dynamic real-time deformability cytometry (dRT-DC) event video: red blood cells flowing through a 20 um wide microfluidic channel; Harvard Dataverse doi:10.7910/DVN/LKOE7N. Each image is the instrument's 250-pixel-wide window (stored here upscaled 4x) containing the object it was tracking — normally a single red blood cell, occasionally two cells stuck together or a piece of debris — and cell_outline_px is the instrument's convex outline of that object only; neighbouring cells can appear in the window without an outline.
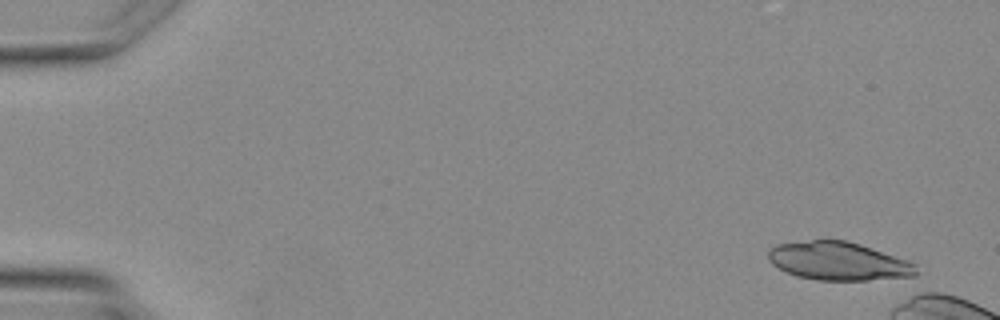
{"species": "Egyptian fruit bat (a non-hibernating species)", "species_latin": "Rousettus aegyptiacus", "temperature_condition": "warm", "stored_images_in_passage": 5, "camera_frame_rate_fps": 3000, "um_per_image_px": 0.085, "animal": {"sex": "female"}, "frame": {"image": 1, "passage_image": 1, "time_ms": 0.0, "image_size_px": [1000, 320], "cell_outline_px": [[916, 280], [816, 280], [796, 276], [772, 264], [768, 260], [768, 248], [776, 244], [812, 240], [844, 240], [860, 244], [908, 260], [916, 264]], "centroid_in_image_um": [71.36, 22.23], "position_along_channel_um": 13.6, "area_um2": 33.7}}